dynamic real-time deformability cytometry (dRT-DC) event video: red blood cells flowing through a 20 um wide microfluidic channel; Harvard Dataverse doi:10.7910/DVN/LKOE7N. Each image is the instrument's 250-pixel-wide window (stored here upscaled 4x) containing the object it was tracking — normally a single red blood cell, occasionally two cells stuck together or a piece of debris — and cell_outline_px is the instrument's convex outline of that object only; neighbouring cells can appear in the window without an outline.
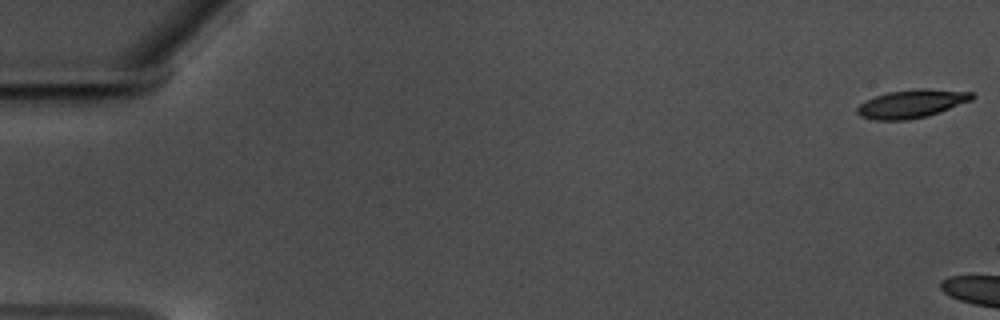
{"species": "common noctule bat (a hibernating species)", "species_latin": "Nyctalus noctula", "temperature_condition": "warm", "stored_images_in_passage": 5, "camera_frame_rate_fps": 3000, "um_per_image_px": 0.085, "animal": {"sex": "male", "body_mass_g": 17.5, "forearm_length_mm": 52.3}, "frame": {"image": 1, "passage_image": 1, "time_ms": 0.0, "image_size_px": [1000, 320], "cell_outline_px": [[976, 96], [972, 100], [928, 116], [908, 120], [876, 120], [860, 116], [856, 112], [856, 108], [860, 104], [876, 96], [888, 92], [916, 88], [928, 88], [976, 92]], "centroid_in_image_um": [77.54, 8.81], "position_along_channel_um": 7.5, "area_um2": 19.07}}